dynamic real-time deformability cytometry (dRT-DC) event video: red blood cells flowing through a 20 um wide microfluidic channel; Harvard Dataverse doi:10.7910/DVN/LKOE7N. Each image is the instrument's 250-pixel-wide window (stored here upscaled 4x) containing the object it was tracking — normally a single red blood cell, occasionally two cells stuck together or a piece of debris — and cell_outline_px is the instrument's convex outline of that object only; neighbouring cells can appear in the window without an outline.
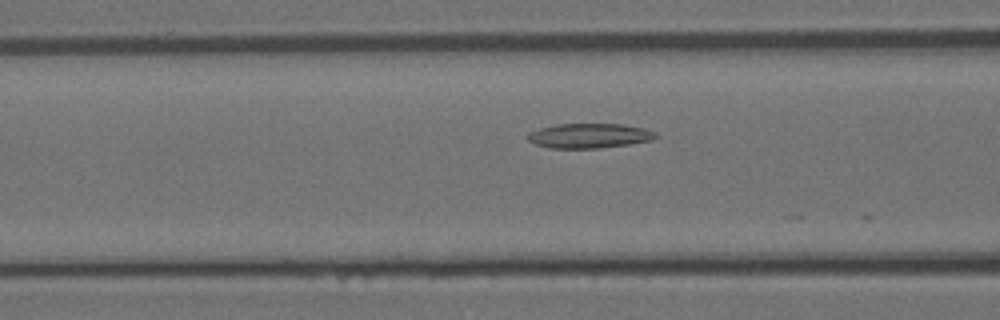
{"species": "Egyptian fruit bat (a non-hibernating species)", "species_latin": "Rousettus aegyptiacus", "temperature_condition": "room temperature", "stored_images_in_passage": 38, "camera_frame_rate_fps": 3000, "um_per_image_px": 0.085, "animal": {"sex": "female"}, "frame": {"image": 1, "passage_image": 6, "time_ms": 1.667, "image_size_px": [1000, 320], "cell_outline_px": [[660, 136], [652, 140], [628, 144], [596, 148], [552, 148], [536, 144], [528, 140], [528, 132], [540, 128], [556, 124], [624, 124], [644, 128], [656, 132]], "centroid_in_image_um": [50.12, 11.53], "position_along_channel_um": 116.5, "area_um2": 18.38}}
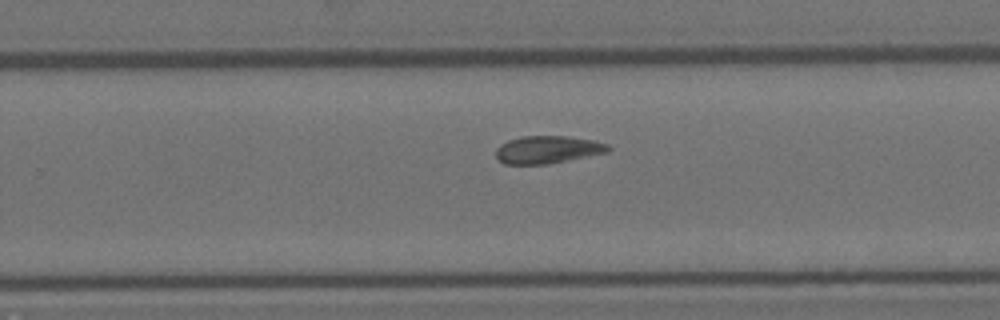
{"frame": {"image": 2, "passage_image": 19, "time_ms": 6.0, "image_size_px": [1000, 320], "cell_outline_px": [[612, 148], [608, 152], [548, 164], [504, 164], [496, 160], [496, 148], [500, 144], [508, 140], [520, 136], [568, 136], [592, 140], [608, 144]], "centroid_in_image_um": [46.52, 12.72], "position_along_channel_um": 283.3, "area_um2": 18.21}}
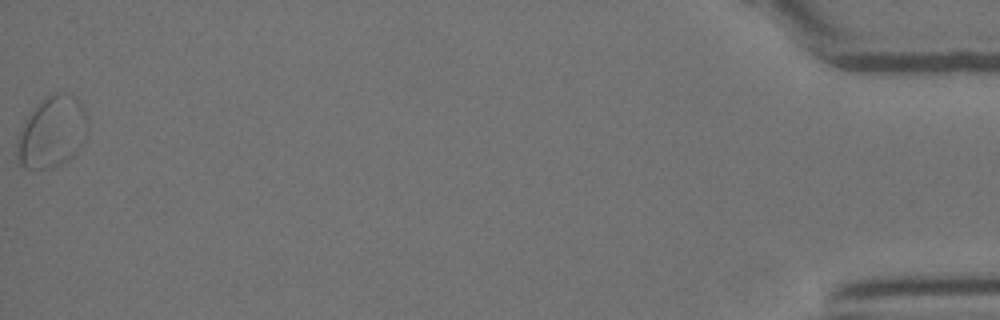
{"frame": {"image": 3, "passage_image": 38, "time_ms": 12.333, "image_size_px": [1000, 320], "cell_outline_px": [[88, 132], [80, 148], [72, 156], [60, 164], [44, 168], [24, 168], [20, 164], [16, 156], [16, 140], [20, 132], [36, 104], [44, 96], [56, 92], [64, 92], [80, 100], [88, 120]], "centroid_in_image_um": [4.44, 11.2], "position_along_channel_um": 430.8, "area_um2": 29.36}, "authors_computed_cell_mechanics": {"area_um2": 18.207, "velocity_mm_per_s": 3.8763, "shape_relaxation_time_tau1_ms": null, "shape_relaxation_time_tau2_ms": 5.5399, "deformation_change_tau1": null, "deformation_change_tau2": 0.1092}}